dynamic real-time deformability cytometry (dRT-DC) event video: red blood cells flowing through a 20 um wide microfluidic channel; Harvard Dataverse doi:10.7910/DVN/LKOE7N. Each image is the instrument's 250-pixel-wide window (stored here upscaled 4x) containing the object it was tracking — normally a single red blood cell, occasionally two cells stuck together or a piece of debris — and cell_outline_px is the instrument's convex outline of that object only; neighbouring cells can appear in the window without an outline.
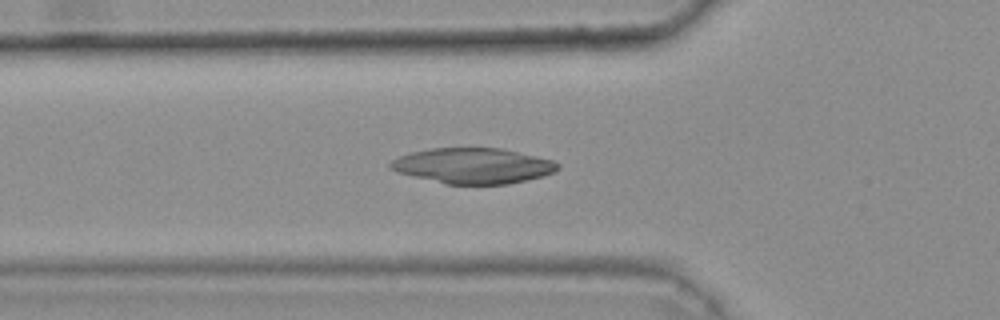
{"species": "common noctule bat (a hibernating species)", "species_latin": "Nyctalus noctula", "temperature_condition": "warm", "stored_images_in_passage": 34, "camera_frame_rate_fps": 3000, "um_per_image_px": 0.085, "animal": {"sex": "female", "body_mass_g": 25.1}, "frame": {"image": 1, "passage_image": 4, "time_ms": 1.0, "image_size_px": [1000, 320], "cell_outline_px": [[560, 168], [544, 176], [508, 184], [444, 184], [412, 176], [400, 172], [392, 168], [388, 164], [392, 160], [408, 152], [432, 148], [500, 148], [536, 156], [552, 160], [560, 164]], "centroid_in_image_um": [40.21, 14.09], "position_along_channel_um": 85.6, "area_um2": 34.51}}
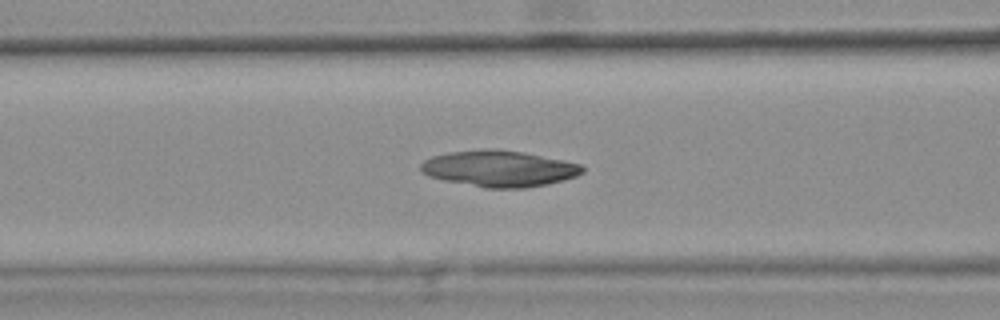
{"frame": {"image": 2, "passage_image": 7, "time_ms": 2.0, "image_size_px": [1000, 320], "cell_outline_px": [[584, 172], [576, 176], [564, 180], [548, 184], [528, 188], [484, 188], [444, 180], [428, 176], [420, 172], [420, 164], [424, 160], [432, 156], [448, 152], [484, 148], [496, 148], [524, 152], [580, 164], [584, 168]], "centroid_in_image_um": [42.4, 14.33], "position_along_channel_um": 124.2, "area_um2": 34.45}}